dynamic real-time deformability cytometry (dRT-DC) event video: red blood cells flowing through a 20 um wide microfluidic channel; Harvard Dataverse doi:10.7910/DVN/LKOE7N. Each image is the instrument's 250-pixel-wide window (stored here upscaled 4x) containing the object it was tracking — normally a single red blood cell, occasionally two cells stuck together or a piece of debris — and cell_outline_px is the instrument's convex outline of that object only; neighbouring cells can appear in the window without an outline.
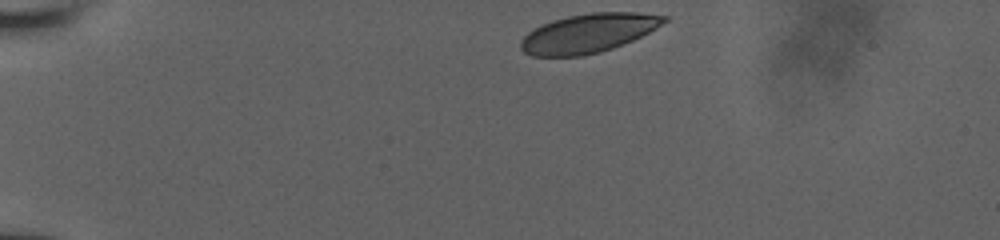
{"species": "human", "species_latin": "Homo sapiens", "temperature_condition": "room temperature", "stored_images_in_passage": 36, "camera_frame_rate_fps": 3000, "um_per_image_px": 0.085, "donor": {"sex": "male"}, "frame": {"image": 1, "passage_image": 1, "time_ms": 0.0, "image_size_px": [1000, 240], "cell_outline_px": [[668, 20], [656, 28], [632, 40], [612, 48], [600, 52], [580, 56], [532, 56], [524, 52], [520, 48], [520, 40], [528, 32], [552, 20], [568, 16], [592, 12], [636, 12], [668, 16]], "centroid_in_image_um": [50.0, 2.82], "position_along_channel_um": 35.0, "area_um2": 32.31}}
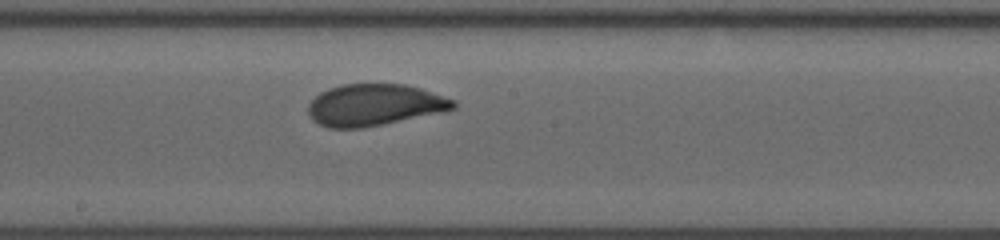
{"frame": {"image": 2, "passage_image": 21, "time_ms": 6.667, "image_size_px": [1000, 240], "cell_outline_px": [[456, 108], [440, 112], [360, 128], [328, 128], [312, 120], [308, 116], [308, 104], [320, 92], [328, 88], [340, 84], [404, 84], [420, 88], [456, 100]], "centroid_in_image_um": [31.79, 8.91], "position_along_channel_um": 216.4, "area_um2": 35.03}}
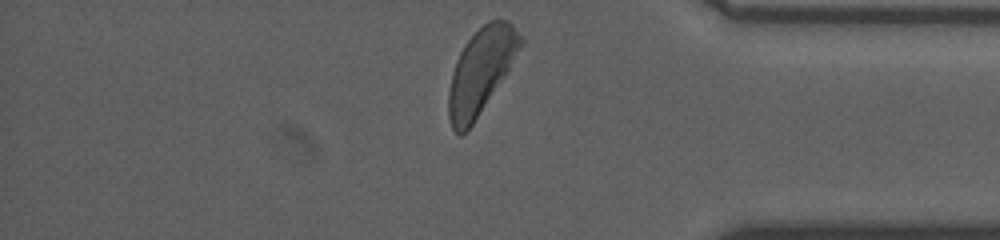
{"frame": {"image": 3, "passage_image": 36, "time_ms": 11.667, "image_size_px": [1000, 240], "cell_outline_px": [[524, 40], [508, 72], [472, 124], [460, 136], [452, 128], [448, 116], [448, 92], [452, 72], [456, 60], [464, 44], [488, 20], [508, 20], [524, 36]], "centroid_in_image_um": [40.89, 6.02], "position_along_channel_um": 394.3, "area_um2": 35.43}, "authors_computed_cell_mechanics": {"area_um2": 35.2291, "velocity_mm_per_s": 3.8688, "shape_relaxation_time_tau1_ms": 3.9617, "shape_relaxation_time_tau2_ms": null, "deformation_change_tau1": 0.1534, "deformation_change_tau2": null}}